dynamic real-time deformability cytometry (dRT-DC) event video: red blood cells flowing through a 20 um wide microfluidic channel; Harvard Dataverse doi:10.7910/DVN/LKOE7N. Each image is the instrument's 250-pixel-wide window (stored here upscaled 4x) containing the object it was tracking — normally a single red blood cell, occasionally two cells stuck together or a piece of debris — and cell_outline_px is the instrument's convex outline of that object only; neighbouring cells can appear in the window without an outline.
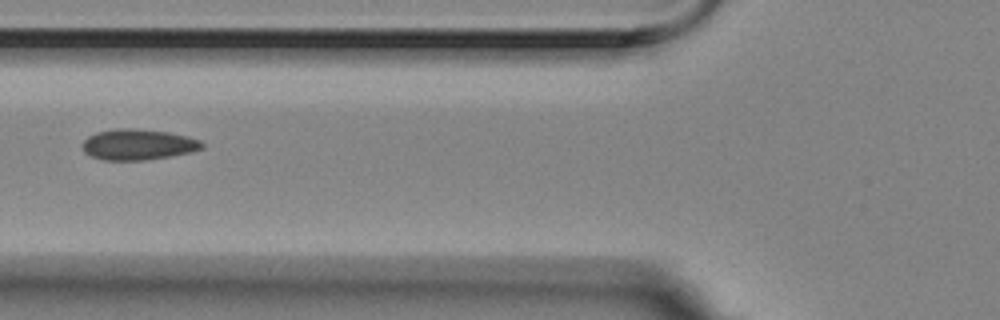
{"species": "Egyptian fruit bat (a non-hibernating species)", "species_latin": "Rousettus aegyptiacus", "temperature_condition": "room temperature", "stored_images_in_passage": 2, "camera_frame_rate_fps": 3000, "um_per_image_px": 0.085, "animal": {"sex": "female"}, "frame": {"image": 1, "passage_image": 2, "time_ms": 0.333, "image_size_px": [1000, 320], "cell_outline_px": [[204, 148], [192, 152], [144, 160], [104, 160], [92, 156], [84, 152], [80, 144], [88, 136], [96, 132], [116, 128], [132, 128], [168, 132], [188, 136], [200, 140], [204, 144]], "centroid_in_image_um": [11.72, 12.28], "position_along_channel_um": 114.1, "area_um2": 21.56}}